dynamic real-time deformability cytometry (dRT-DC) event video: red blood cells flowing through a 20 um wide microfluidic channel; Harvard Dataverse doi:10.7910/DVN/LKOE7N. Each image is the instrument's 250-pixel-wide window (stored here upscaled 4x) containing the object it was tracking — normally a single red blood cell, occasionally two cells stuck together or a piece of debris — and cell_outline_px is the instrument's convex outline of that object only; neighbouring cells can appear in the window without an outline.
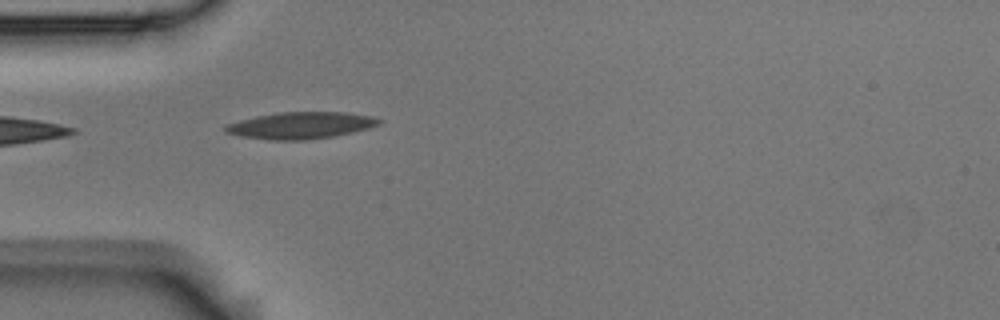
{"species": "Egyptian fruit bat (a non-hibernating species)", "species_latin": "Rousettus aegyptiacus", "temperature_condition": "room temperature", "stored_images_in_passage": 5, "camera_frame_rate_fps": 3000, "um_per_image_px": 0.085, "animal": {"sex": "male"}, "frame": {"image": 1, "passage_image": 5, "time_ms": 1.333, "image_size_px": [1000, 320], "cell_outline_px": [[384, 120], [380, 124], [368, 128], [352, 132], [332, 136], [304, 140], [268, 140], [240, 136], [224, 132], [224, 124], [256, 116], [280, 112], [344, 112], [372, 116]], "centroid_in_image_um": [25.54, 10.65], "position_along_channel_um": 59.5, "area_um2": 23.99}}